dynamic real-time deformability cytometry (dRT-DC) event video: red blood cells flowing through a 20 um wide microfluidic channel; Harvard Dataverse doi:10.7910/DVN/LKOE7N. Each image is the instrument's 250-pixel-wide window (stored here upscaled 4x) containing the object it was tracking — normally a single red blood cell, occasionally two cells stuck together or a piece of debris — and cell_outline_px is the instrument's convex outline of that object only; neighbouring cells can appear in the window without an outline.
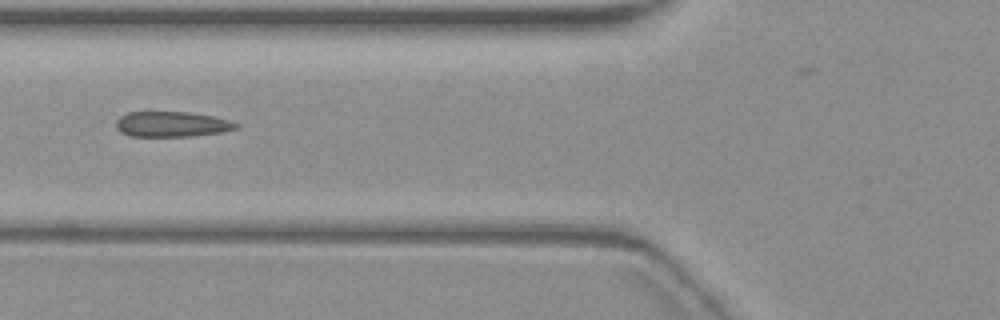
{"species": "common noctule bat (a hibernating species)", "species_latin": "Nyctalus noctula", "temperature_condition": "warm", "stored_images_in_passage": 3, "camera_frame_rate_fps": 3000, "um_per_image_px": 0.085, "animal": {"sex": "female", "body_mass_g": 19.3, "forearm_length_mm": 54.1}, "frame": {"image": 1, "passage_image": 3, "time_ms": 3.0, "image_size_px": [1000, 320], "cell_outline_px": [[240, 124], [236, 128], [220, 132], [192, 136], [132, 136], [120, 132], [116, 128], [116, 120], [120, 116], [128, 112], [188, 112], [212, 116], [228, 120]], "centroid_in_image_um": [14.56, 10.55], "position_along_channel_um": 111.2, "area_um2": 17.57}}